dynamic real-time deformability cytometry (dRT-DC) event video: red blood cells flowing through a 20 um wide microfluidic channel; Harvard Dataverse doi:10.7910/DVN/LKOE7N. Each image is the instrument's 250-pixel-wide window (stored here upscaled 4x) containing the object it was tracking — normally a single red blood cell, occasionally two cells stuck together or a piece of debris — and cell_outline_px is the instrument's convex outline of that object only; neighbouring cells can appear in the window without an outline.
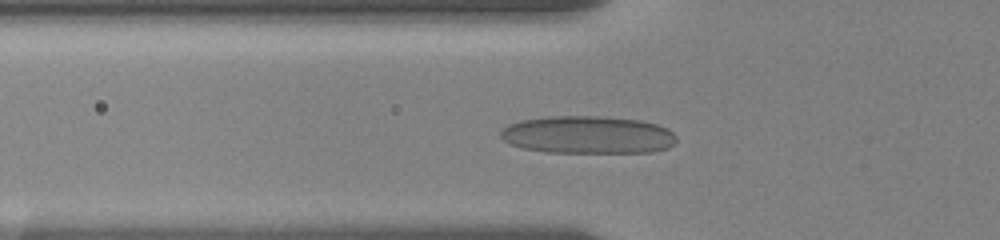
{"species": "human", "species_latin": "Homo sapiens", "temperature_condition": "room temperature", "stored_images_in_passage": 19, "camera_frame_rate_fps": 3000, "um_per_image_px": 0.085, "donor": {"sex": "female"}, "frame": {"image": 1, "passage_image": 3, "time_ms": 0.333, "image_size_px": [1000, 240], "cell_outline_px": [[676, 140], [668, 148], [652, 152], [548, 152], [524, 148], [512, 144], [504, 140], [500, 136], [500, 132], [508, 124], [524, 120], [548, 116], [604, 116], [640, 120], [656, 124], [668, 128], [676, 136]], "centroid_in_image_um": [49.99, 11.45], "position_along_channel_um": 75.8, "area_um2": 38.49}}
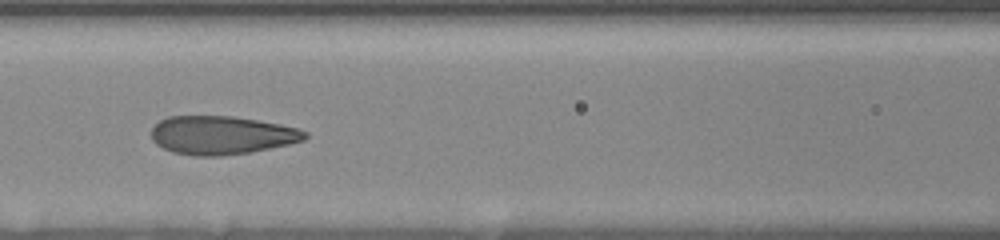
{"frame": {"image": 2, "passage_image": 13, "time_ms": 2.333, "image_size_px": [1000, 240], "cell_outline_px": [[308, 136], [304, 140], [288, 144], [248, 152], [220, 156], [196, 156], [172, 152], [156, 144], [152, 140], [152, 128], [160, 120], [168, 116], [232, 116], [280, 124], [300, 128], [308, 132]], "centroid_in_image_um": [18.84, 11.48], "position_along_channel_um": 147.8, "area_um2": 34.33}}
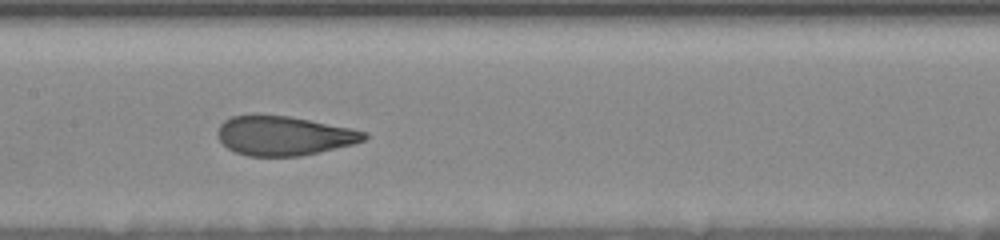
{"frame": {"image": 3, "passage_image": 18, "time_ms": 3.333, "image_size_px": [1000, 240], "cell_outline_px": [[368, 136], [364, 140], [352, 144], [320, 152], [300, 156], [248, 156], [236, 152], [228, 148], [220, 140], [216, 132], [220, 124], [224, 120], [232, 116], [252, 112], [256, 112], [288, 116], [352, 128], [368, 132]], "centroid_in_image_um": [24.09, 11.5], "position_along_channel_um": 183.3, "area_um2": 34.1}}